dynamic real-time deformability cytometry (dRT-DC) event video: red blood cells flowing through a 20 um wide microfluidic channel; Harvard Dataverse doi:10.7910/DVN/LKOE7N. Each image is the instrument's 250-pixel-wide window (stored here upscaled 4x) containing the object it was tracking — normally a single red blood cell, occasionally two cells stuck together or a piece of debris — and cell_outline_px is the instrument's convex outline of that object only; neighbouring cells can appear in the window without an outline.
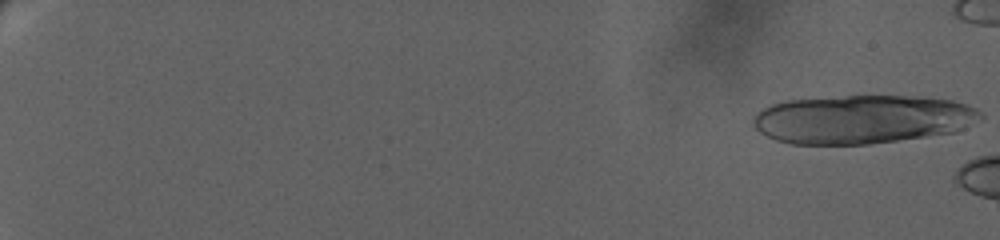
{"species": "human", "species_latin": "Homo sapiens", "temperature_condition": "warm", "stored_images_in_passage": 5, "camera_frame_rate_fps": 3000, "um_per_image_px": 0.085, "donor": {"sex": "female"}, "frame": {"image": 1, "passage_image": 1, "time_ms": 0.0, "image_size_px": [1000, 240], "cell_outline_px": [[984, 120], [956, 132], [868, 144], [788, 144], [776, 140], [760, 132], [752, 124], [752, 120], [764, 108], [772, 104], [784, 100], [844, 96], [924, 96], [952, 100], [968, 104], [984, 112]], "centroid_in_image_um": [73.39, 10.13], "position_along_channel_um": 11.6, "area_um2": 64.97}}